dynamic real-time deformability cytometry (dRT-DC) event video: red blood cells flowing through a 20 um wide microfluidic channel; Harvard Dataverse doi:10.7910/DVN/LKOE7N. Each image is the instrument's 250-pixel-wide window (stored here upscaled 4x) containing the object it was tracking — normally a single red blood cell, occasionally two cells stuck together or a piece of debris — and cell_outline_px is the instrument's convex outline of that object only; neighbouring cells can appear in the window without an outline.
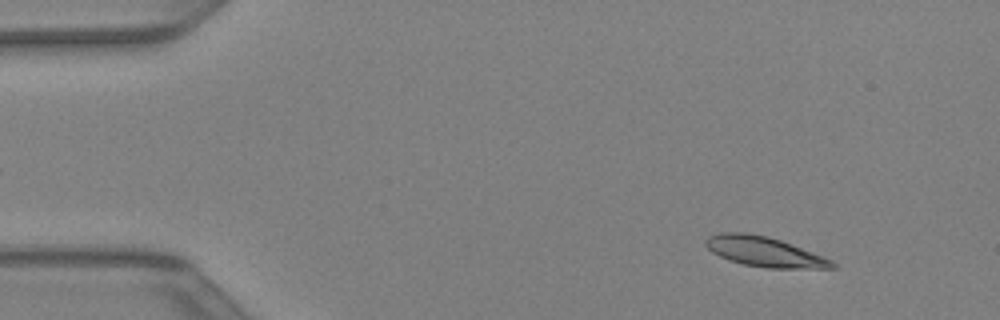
{"species": "Egyptian fruit bat (a non-hibernating species)", "species_latin": "Rousettus aegyptiacus", "temperature_condition": "warm", "stored_images_in_passage": 42, "camera_frame_rate_fps": 3000, "um_per_image_px": 0.085, "animal": {"sex": "female"}, "frame": {"image": 1, "passage_image": 4, "time_ms": 1.0, "image_size_px": [1000, 320], "cell_outline_px": [[836, 268], [768, 268], [744, 264], [728, 260], [712, 252], [704, 244], [704, 240], [708, 236], [720, 232], [748, 232], [768, 236], [780, 240], [824, 256], [832, 260], [836, 264]], "centroid_in_image_um": [64.95, 21.38], "position_along_channel_um": 20.0, "area_um2": 22.14}}
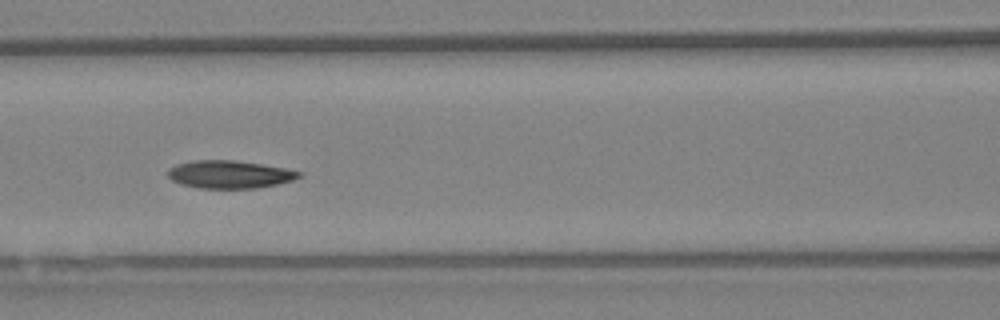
{"frame": {"image": 2, "passage_image": 18, "time_ms": 5.667, "image_size_px": [1000, 320], "cell_outline_px": [[300, 176], [292, 180], [276, 184], [256, 188], [200, 188], [184, 184], [172, 180], [168, 176], [168, 168], [176, 164], [192, 160], [232, 160], [260, 164], [284, 168], [300, 172]], "centroid_in_image_um": [19.46, 14.81], "position_along_channel_um": 147.1, "area_um2": 20.92}}
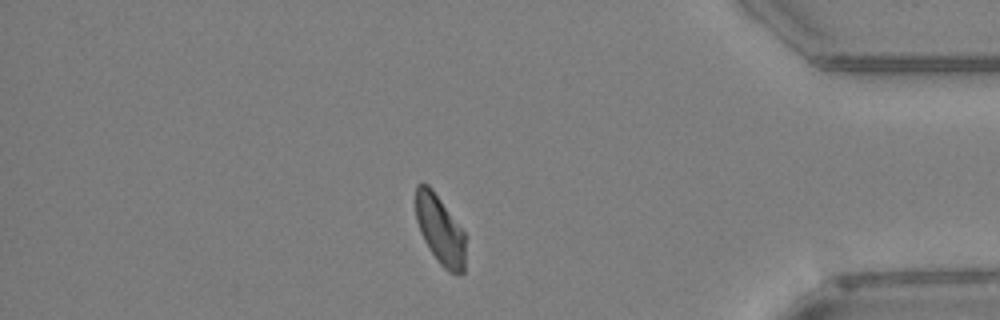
{"frame": {"image": 3, "passage_image": 36, "time_ms": 11.667, "image_size_px": [1000, 320], "cell_outline_px": [[464, 272], [460, 276], [448, 272], [436, 260], [424, 240], [420, 232], [416, 220], [416, 184], [428, 184], [432, 188], [464, 232]], "centroid_in_image_um": [37.39, 19.57], "position_along_channel_um": 397.8, "area_um2": 19.88}}